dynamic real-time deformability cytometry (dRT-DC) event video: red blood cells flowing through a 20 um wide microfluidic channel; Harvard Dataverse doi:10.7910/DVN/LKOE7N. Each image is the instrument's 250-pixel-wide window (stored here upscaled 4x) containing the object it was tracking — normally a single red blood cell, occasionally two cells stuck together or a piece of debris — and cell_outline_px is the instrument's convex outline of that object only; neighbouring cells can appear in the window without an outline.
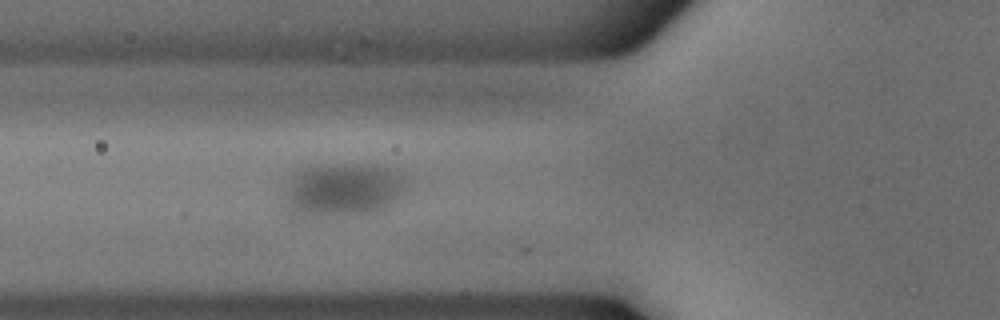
{"species": "common noctule bat (a hibernating species)", "species_latin": "Nyctalus noctula", "temperature_condition": "cold", "stored_images_in_passage": 40, "camera_frame_rate_fps": 3000, "um_per_image_px": 0.085, "animal": {"sex": "male", "body_mass_g": 18.8}, "frame": {"image": 1, "passage_image": 11, "time_ms": 3.333, "image_size_px": [1000, 320], "cell_outline_px": [[408, 188], [404, 196], [392, 204], [376, 212], [312, 216], [292, 212], [284, 204], [284, 200], [292, 176], [304, 168], [324, 164], [380, 164], [404, 176], [408, 180]], "centroid_in_image_um": [29.26, 16.1], "position_along_channel_um": 96.5, "area_um2": 38.09}}
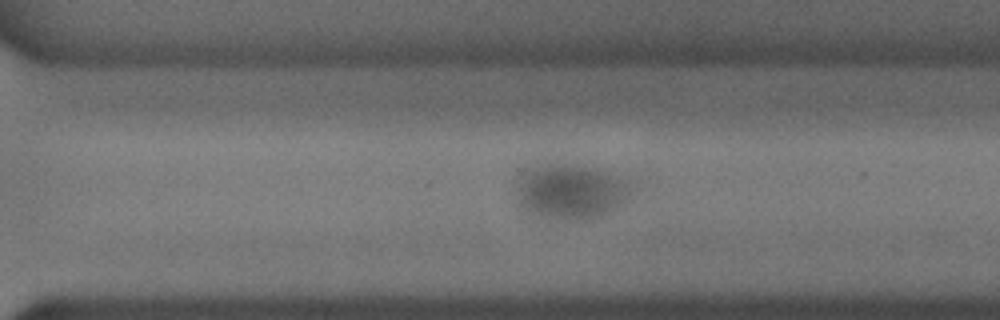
{"frame": {"image": 2, "passage_image": 29, "time_ms": 9.333, "image_size_px": [1000, 320], "cell_outline_px": [[628, 196], [608, 212], [596, 216], [576, 220], [540, 216], [524, 212], [516, 208], [516, 180], [524, 172], [548, 164], [568, 164], [608, 172], [628, 180]], "centroid_in_image_um": [48.37, 16.3], "position_along_channel_um": 322.2, "area_um2": 36.13}}
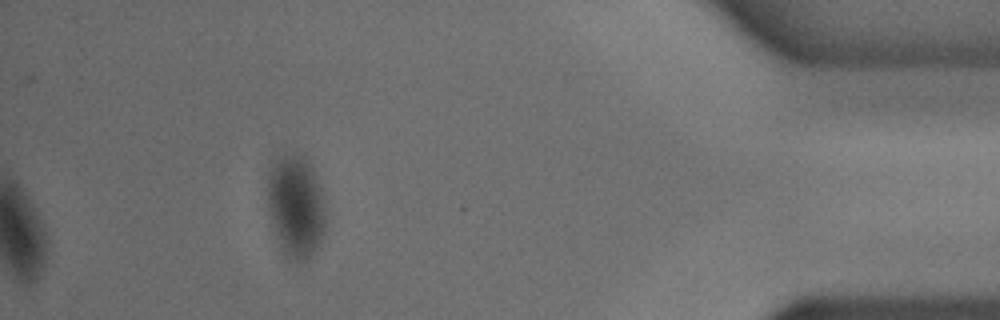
{"frame": {"image": 3, "passage_image": 40, "time_ms": 13.0, "image_size_px": [1000, 320], "cell_outline_px": [[324, 236], [320, 244], [300, 264], [296, 264], [288, 260], [284, 256], [276, 236], [272, 224], [268, 208], [264, 188], [268, 172], [276, 156], [280, 152], [300, 152], [308, 160], [312, 168], [324, 200]], "centroid_in_image_um": [25.08, 17.48], "position_along_channel_um": 410.1, "area_um2": 35.89}}